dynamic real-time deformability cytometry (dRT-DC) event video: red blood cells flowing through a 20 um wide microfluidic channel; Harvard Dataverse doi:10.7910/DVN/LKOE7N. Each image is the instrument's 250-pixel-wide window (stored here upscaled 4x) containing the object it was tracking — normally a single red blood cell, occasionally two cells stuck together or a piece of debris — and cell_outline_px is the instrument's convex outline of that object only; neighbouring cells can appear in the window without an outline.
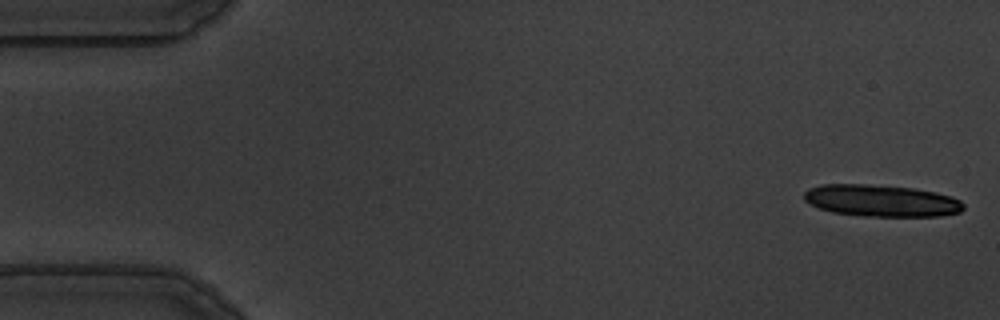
{"species": "common noctule bat (a hibernating species)", "species_latin": "Nyctalus noctula", "temperature_condition": "warm", "stored_images_in_passage": 15, "camera_frame_rate_fps": 3000, "um_per_image_px": 0.085, "animal": {"sex": "male", "body_mass_g": 19.5, "forearm_length_mm": 54.6}, "frame": {"image": 1, "passage_image": 1, "time_ms": 0.0, "image_size_px": [1000, 320], "cell_outline_px": [[964, 208], [960, 212], [940, 216], [864, 216], [832, 212], [808, 204], [804, 200], [804, 192], [808, 188], [820, 184], [868, 184], [912, 188], [936, 192], [952, 196], [960, 200], [964, 204]], "centroid_in_image_um": [74.9, 17.05], "position_along_channel_um": 10.1, "area_um2": 29.77}}